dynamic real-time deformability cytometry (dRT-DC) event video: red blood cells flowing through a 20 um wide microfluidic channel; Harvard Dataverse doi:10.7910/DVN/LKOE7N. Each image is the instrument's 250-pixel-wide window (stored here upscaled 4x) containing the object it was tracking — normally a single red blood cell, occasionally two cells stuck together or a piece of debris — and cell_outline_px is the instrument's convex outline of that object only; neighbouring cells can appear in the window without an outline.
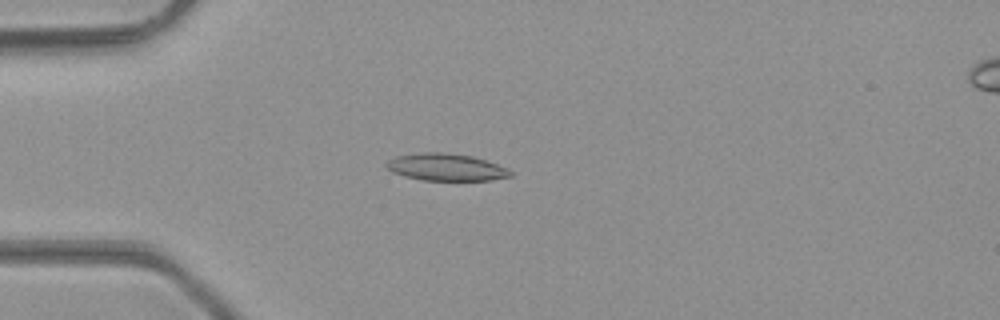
{"species": "common noctule bat (a hibernating species)", "species_latin": "Nyctalus noctula", "temperature_condition": "room temperature", "stored_images_in_passage": 41, "camera_frame_rate_fps": 3000, "um_per_image_px": 0.085, "animal": {"sex": "male", "body_mass_g": 23.1, "forearm_length_mm": 52.7}, "frame": {"image": 1, "passage_image": 7, "time_ms": 2.0, "image_size_px": [1000, 320], "cell_outline_px": [[512, 176], [492, 180], [424, 180], [404, 176], [392, 172], [384, 164], [388, 160], [396, 156], [420, 152], [444, 152], [472, 156], [508, 168], [512, 172]], "centroid_in_image_um": [37.9, 14.21], "position_along_channel_um": 47.1, "area_um2": 19.59}}
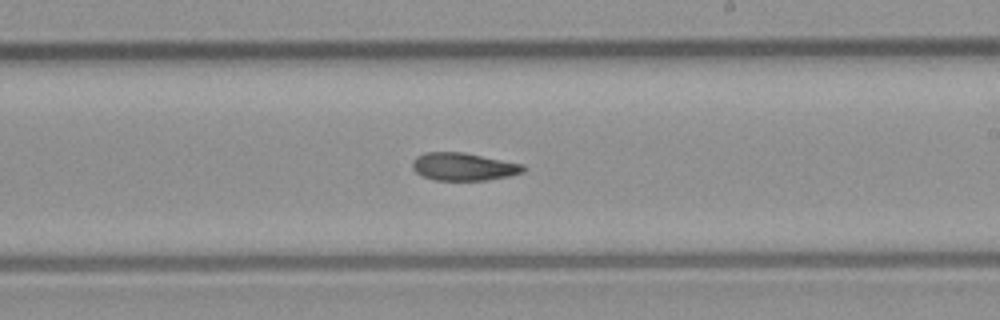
{"frame": {"image": 2, "passage_image": 22, "time_ms": 7.0, "image_size_px": [1000, 320], "cell_outline_px": [[528, 168], [524, 172], [508, 176], [488, 180], [436, 180], [424, 176], [416, 172], [412, 168], [412, 160], [416, 156], [424, 152], [464, 152], [524, 164]], "centroid_in_image_um": [39.42, 14.16], "position_along_channel_um": 249.6, "area_um2": 18.09}}
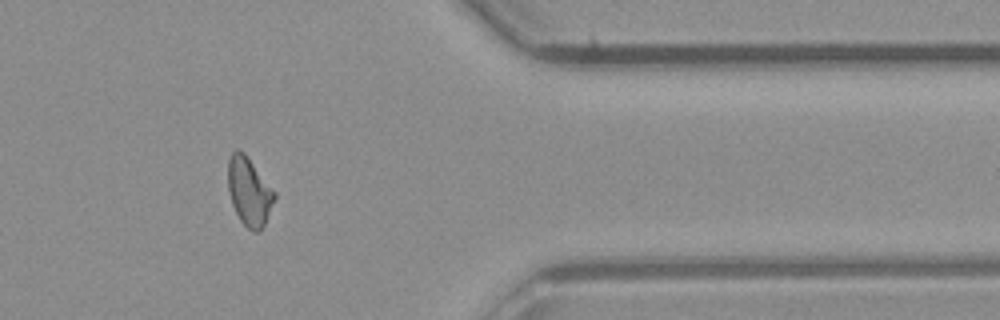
{"frame": {"image": 3, "passage_image": 33, "time_ms": 10.667, "image_size_px": [1000, 320], "cell_outline_px": [[276, 196], [264, 224], [260, 232], [252, 232], [240, 220], [232, 204], [228, 188], [228, 160], [232, 152], [236, 148], [240, 148], [244, 152], [276, 192]], "centroid_in_image_um": [21.17, 16.25], "position_along_channel_um": 390.2, "area_um2": 18.5}}